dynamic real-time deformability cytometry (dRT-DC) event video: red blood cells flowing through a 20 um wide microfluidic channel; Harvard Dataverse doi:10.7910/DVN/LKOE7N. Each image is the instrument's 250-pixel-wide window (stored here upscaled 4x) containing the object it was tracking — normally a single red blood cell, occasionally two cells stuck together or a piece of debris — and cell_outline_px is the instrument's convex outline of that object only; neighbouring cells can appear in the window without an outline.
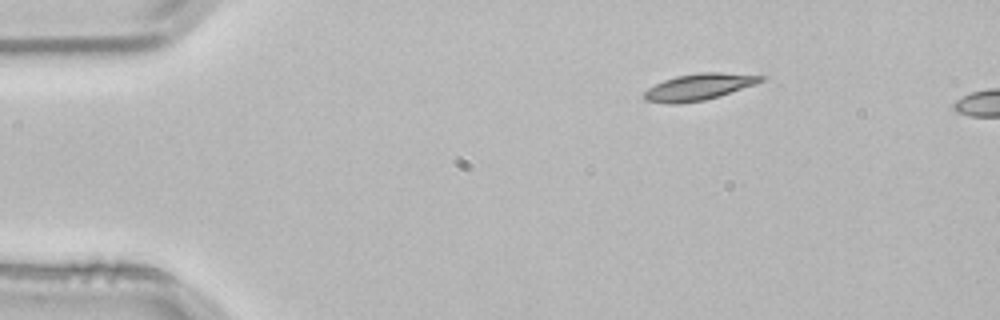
{"species": "common noctule bat (a hibernating species)", "species_latin": "Nyctalus noctula", "temperature_condition": "room temperature", "stored_images_in_passage": 2, "camera_frame_rate_fps": 3000, "um_per_image_px": 0.085, "animal": {"sex": "male", "body_mass_g": 21.5, "forearm_length_mm": 52.0}, "frame": {"image": 1, "passage_image": 1, "time_ms": 0.0, "image_size_px": [1000, 320], "cell_outline_px": [[768, 76], [764, 80], [756, 84], [704, 100], [680, 104], [668, 104], [644, 100], [644, 92], [648, 88], [664, 80], [676, 76], [700, 72], [720, 72]], "centroid_in_image_um": [59.4, 7.38], "position_along_channel_um": 25.6, "area_um2": 17.98}}